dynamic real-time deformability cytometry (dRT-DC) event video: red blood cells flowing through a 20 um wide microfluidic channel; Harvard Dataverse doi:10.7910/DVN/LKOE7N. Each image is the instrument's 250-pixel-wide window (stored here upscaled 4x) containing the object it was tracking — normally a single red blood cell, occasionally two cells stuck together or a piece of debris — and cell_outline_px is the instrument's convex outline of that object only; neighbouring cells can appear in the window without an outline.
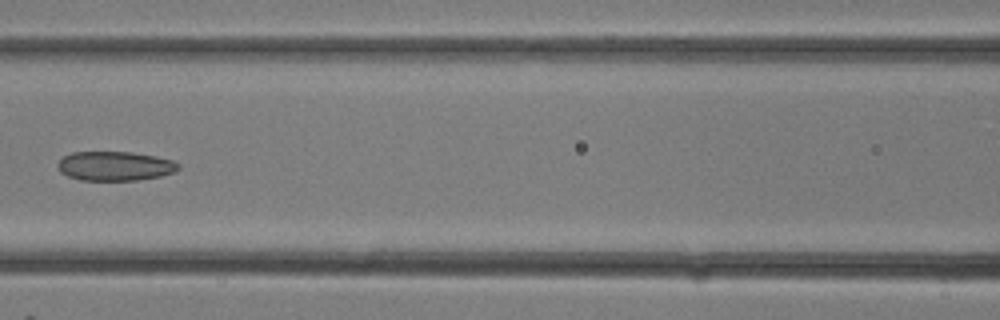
{"species": "common noctule bat (a hibernating species)", "species_latin": "Nyctalus noctula", "temperature_condition": "room temperature", "stored_images_in_passage": 11, "camera_frame_rate_fps": 3000, "um_per_image_px": 0.085, "animal": {"sex": "female"}, "frame": {"image": 1, "passage_image": 10, "time_ms": 3.0, "image_size_px": [1000, 320], "cell_outline_px": [[180, 168], [176, 172], [160, 176], [136, 180], [80, 180], [68, 176], [60, 172], [56, 164], [64, 156], [72, 152], [132, 152], [156, 156], [172, 160], [180, 164]], "centroid_in_image_um": [9.78, 14.11], "position_along_channel_um": 156.8, "area_um2": 20.69}}